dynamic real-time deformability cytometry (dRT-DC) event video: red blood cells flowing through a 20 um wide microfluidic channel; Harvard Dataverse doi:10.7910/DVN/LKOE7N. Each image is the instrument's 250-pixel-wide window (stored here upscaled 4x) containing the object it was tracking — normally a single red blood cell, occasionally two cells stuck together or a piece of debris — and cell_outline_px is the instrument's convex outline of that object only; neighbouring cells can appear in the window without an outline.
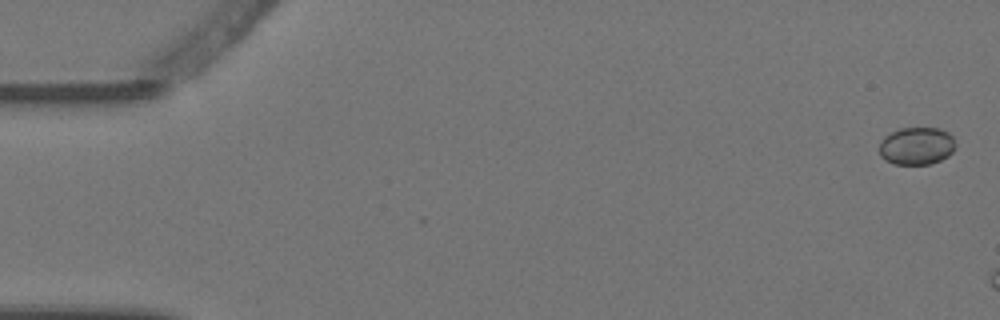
{"species": "Egyptian fruit bat (a non-hibernating species)", "species_latin": "Rousettus aegyptiacus", "temperature_condition": "warm", "stored_images_in_passage": 3, "camera_frame_rate_fps": 3000, "um_per_image_px": 0.085, "animal": {"sex": "female"}, "frame": {"image": 1, "passage_image": 1, "time_ms": 0.0, "image_size_px": [1000, 320], "cell_outline_px": [[956, 144], [952, 152], [948, 156], [940, 160], [928, 164], [892, 164], [884, 160], [880, 156], [880, 140], [884, 136], [900, 128], [940, 128], [948, 132], [952, 136]], "centroid_in_image_um": [77.9, 12.4], "position_along_channel_um": 7.1, "area_um2": 16.82}}